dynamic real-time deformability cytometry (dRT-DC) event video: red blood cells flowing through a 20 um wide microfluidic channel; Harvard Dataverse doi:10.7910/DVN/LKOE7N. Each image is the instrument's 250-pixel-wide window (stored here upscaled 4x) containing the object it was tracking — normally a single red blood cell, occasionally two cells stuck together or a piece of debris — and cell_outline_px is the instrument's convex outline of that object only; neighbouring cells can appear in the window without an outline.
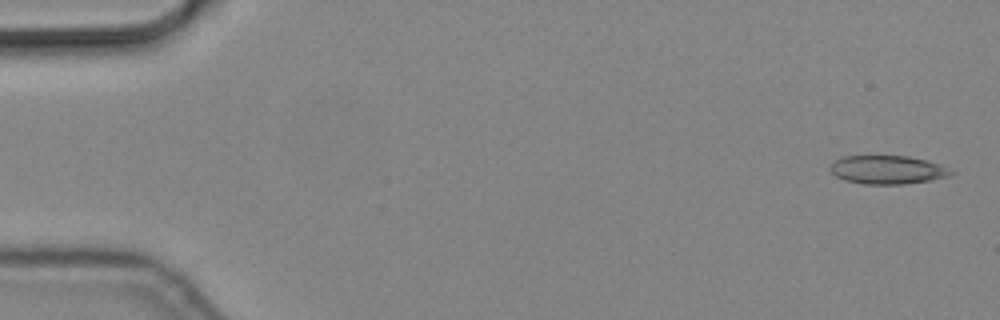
{"species": "common noctule bat (a hibernating species)", "species_latin": "Nyctalus noctula", "temperature_condition": "cold", "stored_images_in_passage": 2, "camera_frame_rate_fps": 3000, "um_per_image_px": 0.085, "animal": {"sex": "male", "body_mass_g": 19.2, "forearm_length_mm": 51.8}, "frame": {"image": 1, "passage_image": 2, "time_ms": 0.333, "image_size_px": [1000, 320], "cell_outline_px": [[956, 172], [948, 176], [928, 180], [904, 184], [864, 184], [844, 180], [836, 176], [832, 172], [832, 164], [836, 160], [844, 156], [908, 156], [928, 160], [948, 168]], "centroid_in_image_um": [75.46, 14.43], "position_along_channel_um": 9.5, "area_um2": 19.83}}